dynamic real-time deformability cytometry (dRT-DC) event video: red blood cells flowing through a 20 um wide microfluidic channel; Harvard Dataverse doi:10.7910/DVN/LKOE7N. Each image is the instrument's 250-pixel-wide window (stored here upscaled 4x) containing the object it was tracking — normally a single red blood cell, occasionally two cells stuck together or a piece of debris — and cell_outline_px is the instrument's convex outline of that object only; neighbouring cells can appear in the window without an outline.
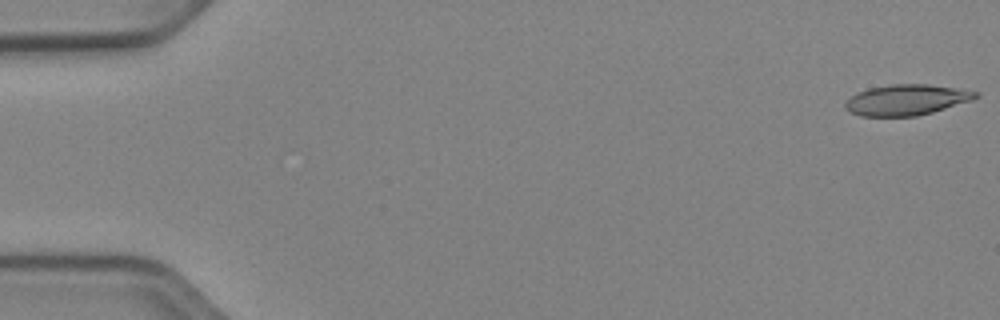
{"species": "Egyptian fruit bat (a non-hibernating species)", "species_latin": "Rousettus aegyptiacus", "temperature_condition": "cold", "stored_images_in_passage": 8, "camera_frame_rate_fps": 3000, "um_per_image_px": 0.085, "animal": {"sex": "female"}, "frame": {"image": 1, "passage_image": 1, "time_ms": 0.0, "image_size_px": [1000, 320], "cell_outline_px": [[980, 96], [972, 100], [932, 112], [916, 116], [860, 116], [844, 108], [844, 104], [856, 92], [868, 88], [892, 84], [928, 84], [956, 88], [980, 92]], "centroid_in_image_um": [77.06, 8.48], "position_along_channel_um": 7.9, "area_um2": 23.29}}